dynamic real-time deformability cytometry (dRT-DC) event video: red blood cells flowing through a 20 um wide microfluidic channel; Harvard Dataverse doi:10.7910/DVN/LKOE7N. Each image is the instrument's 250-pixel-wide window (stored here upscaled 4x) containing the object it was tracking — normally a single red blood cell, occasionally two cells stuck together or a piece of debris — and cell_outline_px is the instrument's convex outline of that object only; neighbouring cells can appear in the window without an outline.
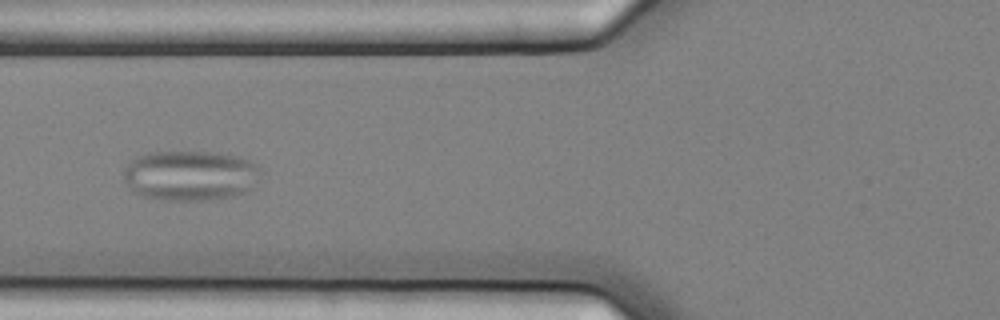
{"species": "common noctule bat (a hibernating species)", "species_latin": "Nyctalus noctula", "temperature_condition": "cold", "stored_images_in_passage": 14, "camera_frame_rate_fps": 3000, "um_per_image_px": 0.085, "animal": {"sex": "female", "body_mass_g": 25.1}, "frame": {"image": 1, "passage_image": 5, "time_ms": 1.333, "image_size_px": [1000, 320], "cell_outline_px": [[264, 172], [244, 192], [232, 196], [208, 200], [164, 200], [140, 196], [132, 192], [124, 180], [124, 172], [128, 164], [136, 156], [148, 152], [212, 152], [236, 156], [248, 160], [256, 164]], "centroid_in_image_um": [16.14, 14.92], "position_along_channel_um": 109.7, "area_um2": 40.11}}